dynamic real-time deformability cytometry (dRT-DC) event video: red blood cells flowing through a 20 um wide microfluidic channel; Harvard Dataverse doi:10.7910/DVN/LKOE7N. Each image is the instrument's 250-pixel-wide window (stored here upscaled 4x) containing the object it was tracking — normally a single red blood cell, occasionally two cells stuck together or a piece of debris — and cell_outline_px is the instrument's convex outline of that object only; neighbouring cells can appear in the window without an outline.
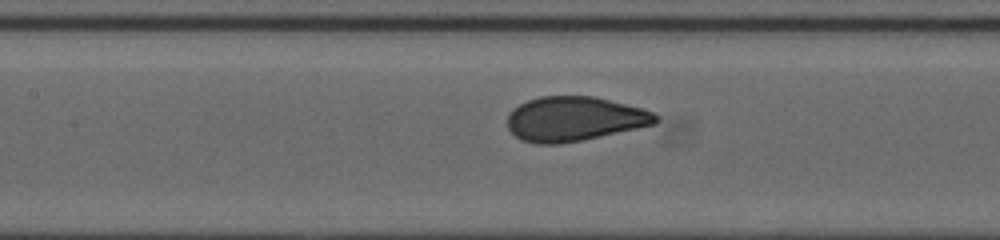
{"species": "human", "species_latin": "Homo sapiens", "temperature_condition": "cold", "stored_images_in_passage": 39, "camera_frame_rate_fps": 3000, "um_per_image_px": 0.085, "donor": {"sex": "female"}, "frame": {"image": 1, "passage_image": 21, "time_ms": 6.667, "image_size_px": [1000, 240], "cell_outline_px": [[660, 120], [656, 124], [580, 140], [560, 144], [536, 144], [520, 140], [508, 128], [508, 116], [520, 104], [528, 100], [540, 96], [592, 96], [656, 112], [660, 116]], "centroid_in_image_um": [48.84, 10.11], "position_along_channel_um": 158.6, "area_um2": 38.15}}
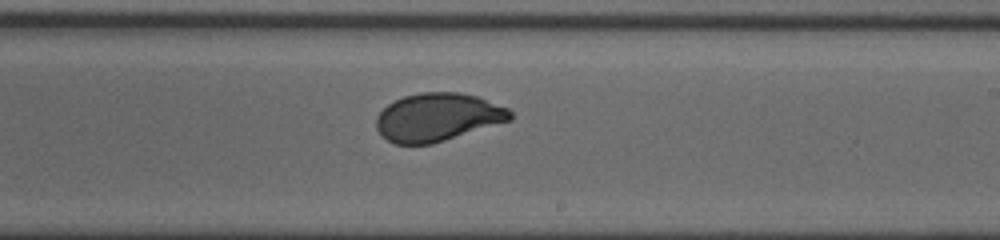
{"frame": {"image": 2, "passage_image": 28, "time_ms": 9.0, "image_size_px": [1000, 240], "cell_outline_px": [[512, 120], [432, 144], [396, 144], [388, 140], [376, 128], [376, 116], [388, 104], [404, 96], [420, 92], [460, 92], [476, 96], [508, 108], [512, 112]], "centroid_in_image_um": [37.21, 9.96], "position_along_channel_um": 251.8, "area_um2": 37.4}}
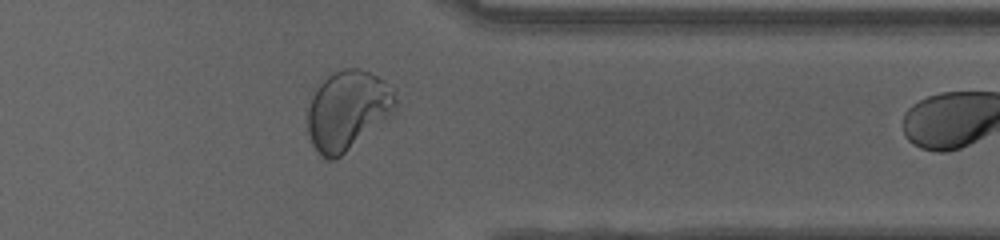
{"frame": {"image": 3, "passage_image": 38, "time_ms": 12.333, "image_size_px": [1000, 240], "cell_outline_px": [[396, 108], [392, 116], [388, 120], [336, 160], [328, 160], [320, 156], [316, 152], [312, 144], [308, 132], [308, 108], [312, 96], [316, 88], [328, 76], [344, 68], [360, 68], [384, 80], [396, 88]], "centroid_in_image_um": [29.59, 9.4], "position_along_channel_um": 381.8, "area_um2": 41.33}}